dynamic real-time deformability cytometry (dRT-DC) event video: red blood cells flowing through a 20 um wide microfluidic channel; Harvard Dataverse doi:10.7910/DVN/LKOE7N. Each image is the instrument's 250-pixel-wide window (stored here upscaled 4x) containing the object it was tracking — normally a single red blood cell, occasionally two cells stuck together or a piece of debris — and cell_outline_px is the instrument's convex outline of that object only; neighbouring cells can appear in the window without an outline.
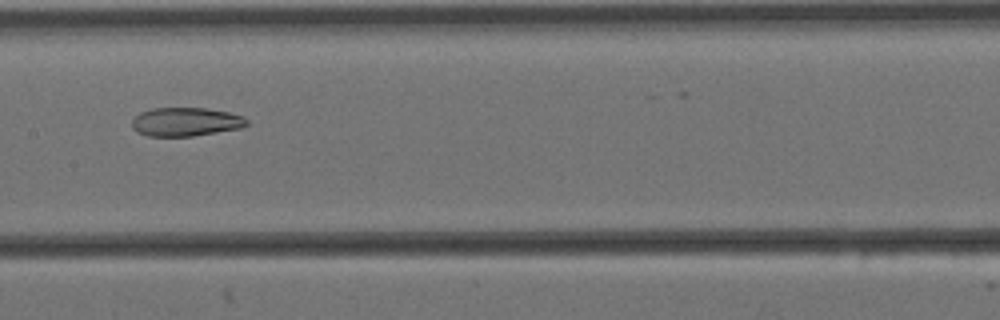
{"species": "Egyptian fruit bat (a non-hibernating species)", "species_latin": "Rousettus aegyptiacus", "temperature_condition": "cold", "stored_images_in_passage": 7, "camera_frame_rate_fps": 3000, "um_per_image_px": 0.085, "animal": {"sex": "female"}, "frame": {"image": 1, "passage_image": 7, "time_ms": 2.0, "image_size_px": [1000, 320], "cell_outline_px": [[248, 124], [240, 128], [192, 136], [148, 136], [136, 132], [132, 128], [132, 120], [140, 112], [152, 108], [204, 108], [228, 112], [244, 116], [248, 120]], "centroid_in_image_um": [15.77, 10.35], "position_along_channel_um": 191.6, "area_um2": 19.19}}